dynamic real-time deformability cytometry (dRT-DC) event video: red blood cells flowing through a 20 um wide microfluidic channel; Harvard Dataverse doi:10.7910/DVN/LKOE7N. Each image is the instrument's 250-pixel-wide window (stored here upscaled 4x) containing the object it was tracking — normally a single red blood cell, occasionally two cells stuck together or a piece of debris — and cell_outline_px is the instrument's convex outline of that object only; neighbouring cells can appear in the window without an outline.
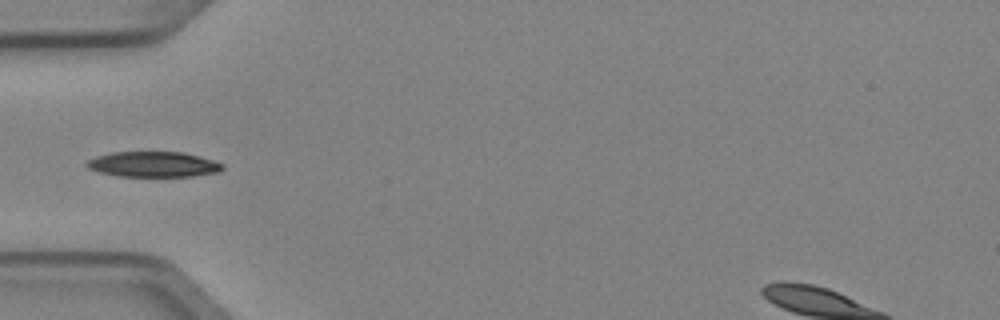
{"species": "Egyptian fruit bat (a non-hibernating species)", "species_latin": "Rousettus aegyptiacus", "temperature_condition": "cold", "stored_images_in_passage": 5, "camera_frame_rate_fps": 3000, "um_per_image_px": 0.085, "animal": {"sex": "female"}, "frame": {"image": 1, "passage_image": 5, "time_ms": 1.333, "image_size_px": [1000, 320], "cell_outline_px": [[224, 168], [220, 172], [192, 176], [116, 176], [100, 172], [88, 168], [84, 164], [88, 160], [96, 156], [112, 152], [180, 152], [212, 160], [224, 164]], "centroid_in_image_um": [13.01, 13.97], "position_along_channel_um": 72.0, "area_um2": 20.0}}